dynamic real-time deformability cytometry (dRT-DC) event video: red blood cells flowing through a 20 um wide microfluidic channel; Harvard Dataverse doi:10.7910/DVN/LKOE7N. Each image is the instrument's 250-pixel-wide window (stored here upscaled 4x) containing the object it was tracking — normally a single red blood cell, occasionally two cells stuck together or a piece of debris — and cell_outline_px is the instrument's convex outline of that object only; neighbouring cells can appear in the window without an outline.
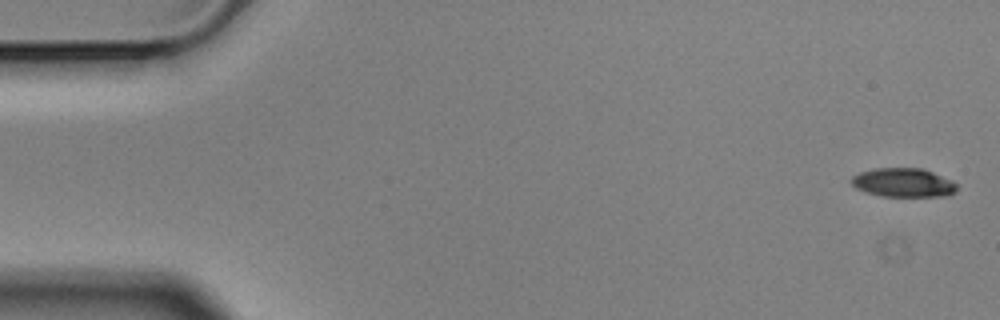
{"species": "Egyptian fruit bat (a non-hibernating species)", "species_latin": "Rousettus aegyptiacus", "temperature_condition": "cold", "stored_images_in_passage": 5, "camera_frame_rate_fps": 3000, "um_per_image_px": 0.085, "animal": {"sex": "male"}, "frame": {"image": 1, "passage_image": 1, "time_ms": 0.0, "image_size_px": [1000, 320], "cell_outline_px": [[960, 188], [956, 192], [948, 196], [880, 196], [856, 188], [852, 184], [852, 176], [860, 172], [876, 168], [924, 168], [952, 180]], "centroid_in_image_um": [76.85, 15.52], "position_along_channel_um": 8.2, "area_um2": 17.86}}
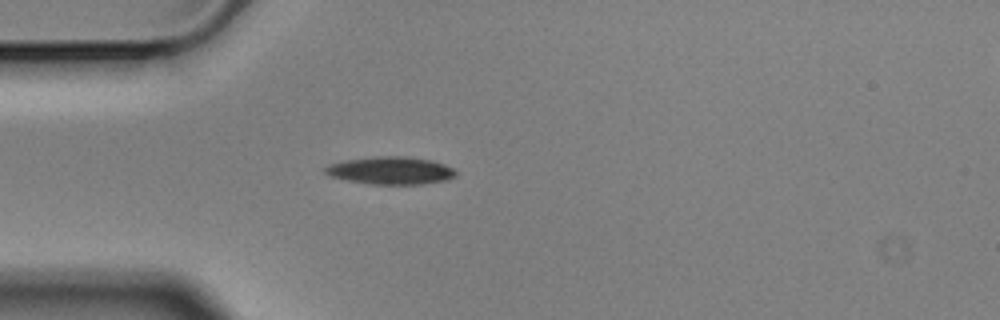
{"frame": {"image": 2, "passage_image": 5, "time_ms": 1.333, "image_size_px": [1000, 320], "cell_outline_px": [[456, 176], [448, 180], [420, 184], [372, 184], [348, 180], [332, 176], [324, 172], [324, 168], [328, 164], [344, 160], [376, 156], [408, 156], [432, 160], [444, 164], [452, 168], [456, 172]], "centroid_in_image_um": [33.22, 14.48], "position_along_channel_um": 51.8, "area_um2": 21.04}}